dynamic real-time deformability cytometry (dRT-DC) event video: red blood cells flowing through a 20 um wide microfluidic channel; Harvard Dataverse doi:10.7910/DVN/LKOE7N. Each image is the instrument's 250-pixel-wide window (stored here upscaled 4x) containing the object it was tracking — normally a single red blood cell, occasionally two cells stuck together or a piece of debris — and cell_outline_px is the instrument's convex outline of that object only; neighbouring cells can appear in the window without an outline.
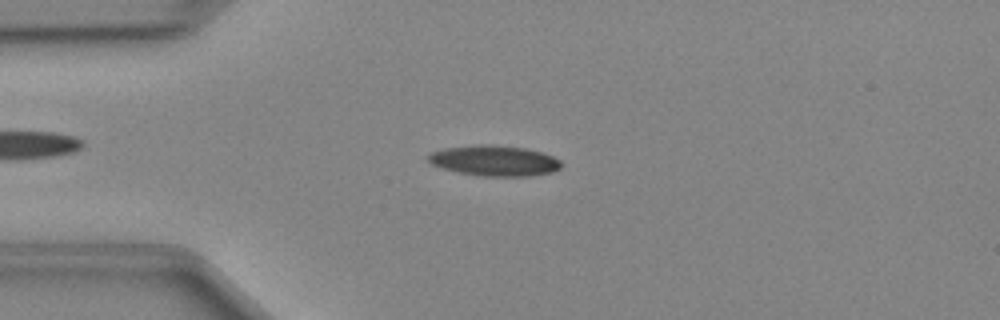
{"species": "Egyptian fruit bat (a non-hibernating species)", "species_latin": "Rousettus aegyptiacus", "temperature_condition": "cold", "stored_images_in_passage": 41, "camera_frame_rate_fps": 3000, "um_per_image_px": 0.085, "animal": {"sex": "female"}, "frame": {"image": 1, "passage_image": 5, "time_ms": 1.333, "image_size_px": [1000, 320], "cell_outline_px": [[560, 168], [552, 172], [532, 176], [480, 176], [440, 168], [432, 164], [428, 160], [428, 156], [432, 152], [444, 148], [480, 144], [488, 144], [524, 148], [540, 152], [552, 156], [560, 160]], "centroid_in_image_um": [42.01, 13.66], "position_along_channel_um": 43.0, "area_um2": 23.52}}
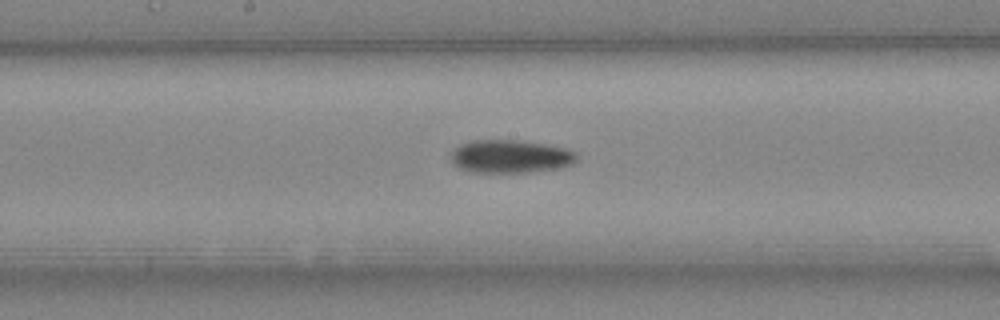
{"frame": {"image": 2, "passage_image": 18, "time_ms": 5.667, "image_size_px": [1000, 320], "cell_outline_px": [[576, 160], [572, 164], [560, 168], [532, 172], [468, 172], [452, 164], [452, 152], [460, 144], [472, 140], [516, 140], [544, 144], [564, 148], [576, 152]], "centroid_in_image_um": [43.37, 13.3], "position_along_channel_um": 204.8, "area_um2": 24.22}}
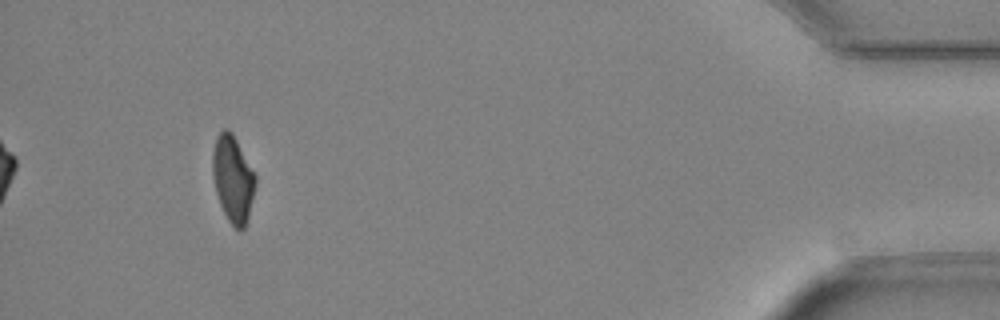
{"frame": {"image": 3, "passage_image": 38, "time_ms": 12.333, "image_size_px": [1000, 320], "cell_outline_px": [[256, 184], [248, 216], [244, 228], [240, 232], [228, 220], [220, 204], [216, 192], [212, 176], [212, 152], [216, 136], [224, 128], [228, 128], [232, 132], [256, 176]], "centroid_in_image_um": [19.78, 15.18], "position_along_channel_um": 415.4, "area_um2": 21.56}}